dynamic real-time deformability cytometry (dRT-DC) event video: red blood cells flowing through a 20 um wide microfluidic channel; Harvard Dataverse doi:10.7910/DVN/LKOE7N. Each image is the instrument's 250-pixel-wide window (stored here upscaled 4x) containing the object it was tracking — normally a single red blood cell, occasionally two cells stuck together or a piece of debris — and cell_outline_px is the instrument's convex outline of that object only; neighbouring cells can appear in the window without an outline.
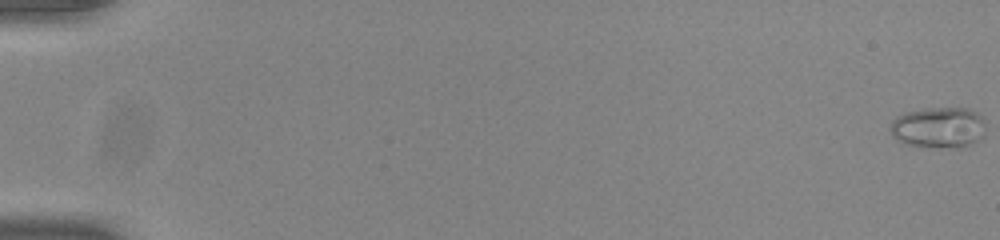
{"species": "common noctule bat (a hibernating species)", "species_latin": "Nyctalus noctula", "temperature_condition": "room temperature", "stored_images_in_passage": 53, "camera_frame_rate_fps": 3000, "um_per_image_px": 0.085, "animal": {"sex": "male", "body_mass_g": 20.0, "forearm_length_mm": 53.3}, "frame": {"image": 1, "passage_image": 1, "time_ms": 0.0, "image_size_px": [1000, 240], "cell_outline_px": [[984, 140], [960, 148], [956, 148], [904, 144], [896, 140], [892, 136], [888, 128], [892, 120], [896, 116], [908, 112], [924, 108], [968, 108], [984, 116]], "centroid_in_image_um": [79.8, 10.84], "position_along_channel_um": 5.2, "area_um2": 23.24}}
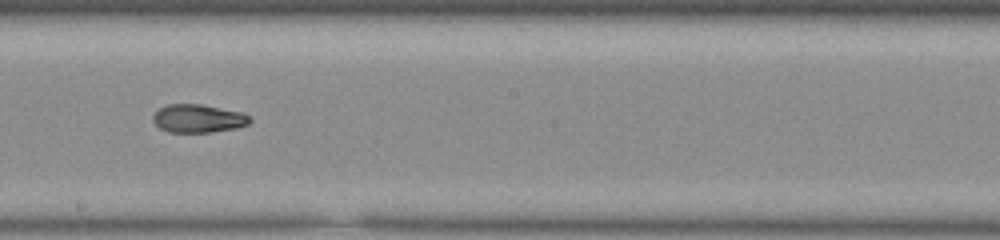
{"frame": {"image": 2, "passage_image": 33, "time_ms": 10.667, "image_size_px": [1000, 240], "cell_outline_px": [[252, 120], [248, 124], [236, 128], [212, 132], [168, 132], [160, 128], [152, 120], [152, 116], [160, 108], [168, 104], [200, 104], [244, 112], [252, 116]], "centroid_in_image_um": [16.89, 10.07], "position_along_channel_um": 231.3, "area_um2": 16.07}}
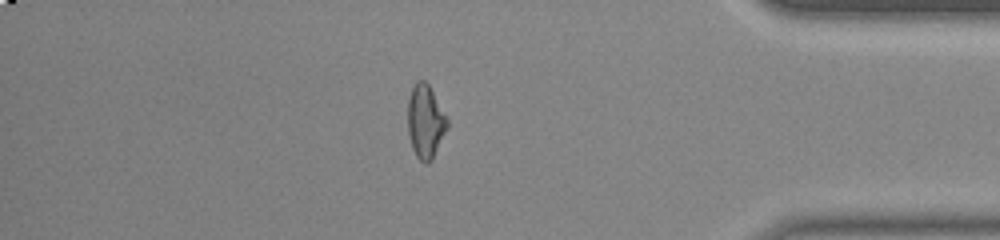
{"frame": {"image": 3, "passage_image": 48, "time_ms": 15.667, "image_size_px": [1000, 240], "cell_outline_px": [[448, 128], [432, 160], [428, 164], [424, 164], [416, 156], [412, 148], [408, 132], [408, 96], [416, 80], [424, 80], [428, 84], [448, 120]], "centroid_in_image_um": [36.15, 10.35], "position_along_channel_um": 399.0, "area_um2": 16.94}}